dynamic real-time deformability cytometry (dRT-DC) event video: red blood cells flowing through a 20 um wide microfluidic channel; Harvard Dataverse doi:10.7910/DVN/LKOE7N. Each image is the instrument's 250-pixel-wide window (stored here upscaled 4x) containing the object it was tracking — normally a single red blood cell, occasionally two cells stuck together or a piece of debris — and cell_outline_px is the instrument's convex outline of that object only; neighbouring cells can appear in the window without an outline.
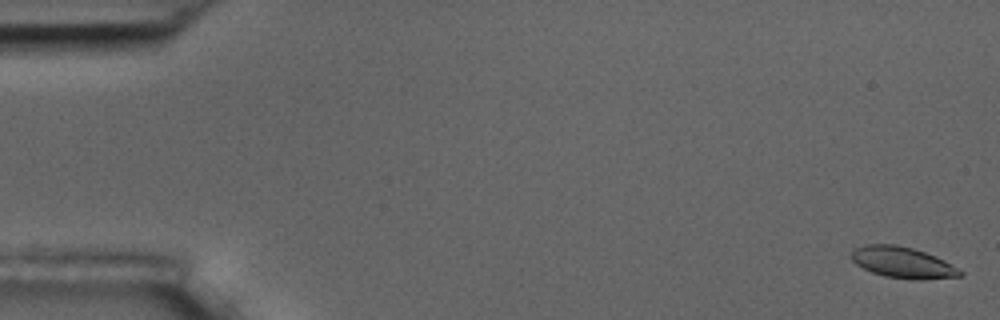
{"species": "common noctule bat (a hibernating species)", "species_latin": "Nyctalus noctula", "temperature_condition": "room temperature", "stored_images_in_passage": 7, "camera_frame_rate_fps": 3000, "um_per_image_px": 0.085, "animal": {"sex": "male", "body_mass_g": 17.5, "forearm_length_mm": 52.3}, "frame": {"image": 1, "passage_image": 1, "time_ms": 0.0, "image_size_px": [1000, 320], "cell_outline_px": [[964, 272], [960, 276], [920, 280], [916, 280], [884, 276], [872, 272], [856, 264], [852, 260], [852, 248], [864, 244], [896, 244], [912, 248], [936, 256], [944, 260]], "centroid_in_image_um": [76.71, 22.3], "position_along_channel_um": 8.3, "area_um2": 19.71}}
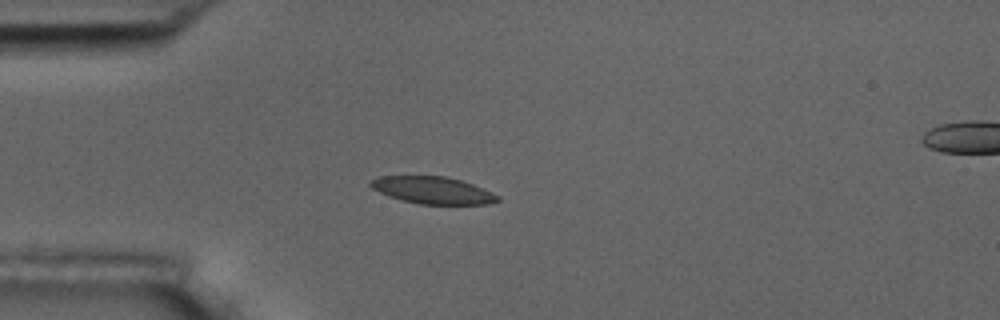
{"frame": {"image": 2, "passage_image": 5, "time_ms": 4.667, "image_size_px": [1000, 320], "cell_outline_px": [[500, 200], [488, 204], [420, 204], [388, 196], [372, 188], [368, 184], [372, 180], [380, 176], [444, 176], [460, 180], [484, 188], [500, 196]], "centroid_in_image_um": [36.81, 16.17], "position_along_channel_um": 48.2, "area_um2": 19.94}}